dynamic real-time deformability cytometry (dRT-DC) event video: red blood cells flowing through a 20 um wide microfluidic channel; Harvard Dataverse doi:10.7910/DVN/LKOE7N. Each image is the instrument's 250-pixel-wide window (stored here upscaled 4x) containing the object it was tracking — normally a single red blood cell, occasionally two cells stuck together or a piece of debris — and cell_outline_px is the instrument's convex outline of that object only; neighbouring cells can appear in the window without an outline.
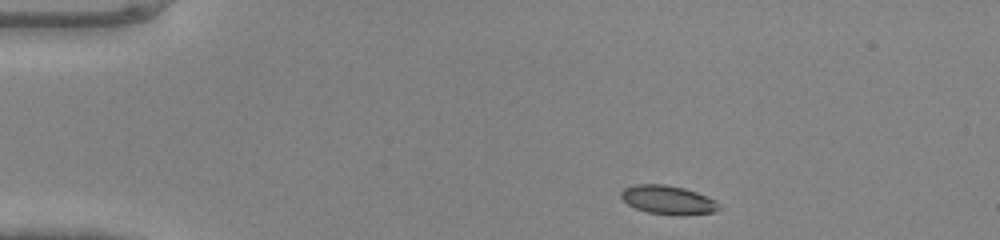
{"species": "common noctule bat (a hibernating species)", "species_latin": "Nyctalus noctula", "temperature_condition": "warm", "stored_images_in_passage": 40, "camera_frame_rate_fps": 3000, "um_per_image_px": 0.085, "animal": {"sex": "male", "body_mass_g": 20.0, "forearm_length_mm": 53.3}, "frame": {"image": 1, "passage_image": 1, "time_ms": 0.0, "image_size_px": [1000, 240], "cell_outline_px": [[720, 208], [716, 212], [680, 216], [676, 216], [648, 212], [636, 208], [628, 204], [620, 196], [620, 192], [624, 188], [636, 184], [664, 184], [684, 188], [708, 196], [716, 200]], "centroid_in_image_um": [56.8, 17.0], "position_along_channel_um": 28.2, "area_um2": 16.59}}
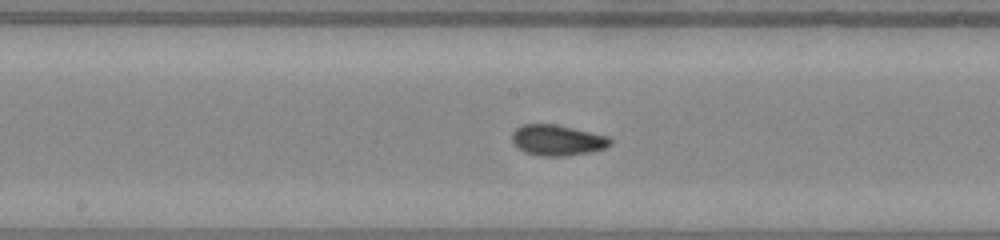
{"frame": {"image": 2, "passage_image": 18, "time_ms": 5.667, "image_size_px": [1000, 240], "cell_outline_px": [[612, 144], [604, 148], [592, 152], [568, 156], [540, 156], [524, 152], [512, 140], [512, 132], [520, 124], [556, 124], [608, 136], [612, 140]], "centroid_in_image_um": [47.39, 11.92], "position_along_channel_um": 200.8, "area_um2": 17.69}}
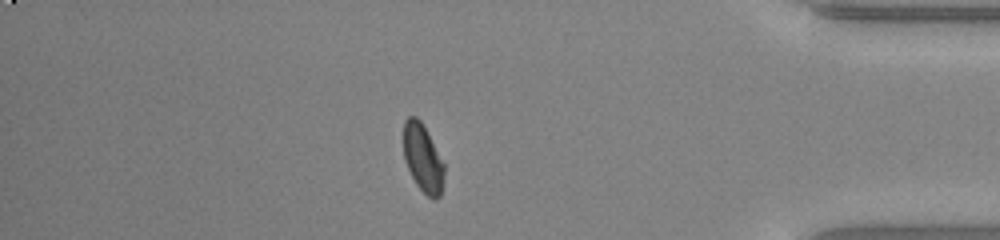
{"frame": {"image": 3, "passage_image": 34, "time_ms": 11.0, "image_size_px": [1000, 240], "cell_outline_px": [[444, 176], [440, 196], [436, 200], [432, 200], [416, 184], [404, 160], [404, 120], [408, 116], [416, 116], [420, 120], [444, 164]], "centroid_in_image_um": [35.93, 13.46], "position_along_channel_um": 399.3, "area_um2": 15.84}}